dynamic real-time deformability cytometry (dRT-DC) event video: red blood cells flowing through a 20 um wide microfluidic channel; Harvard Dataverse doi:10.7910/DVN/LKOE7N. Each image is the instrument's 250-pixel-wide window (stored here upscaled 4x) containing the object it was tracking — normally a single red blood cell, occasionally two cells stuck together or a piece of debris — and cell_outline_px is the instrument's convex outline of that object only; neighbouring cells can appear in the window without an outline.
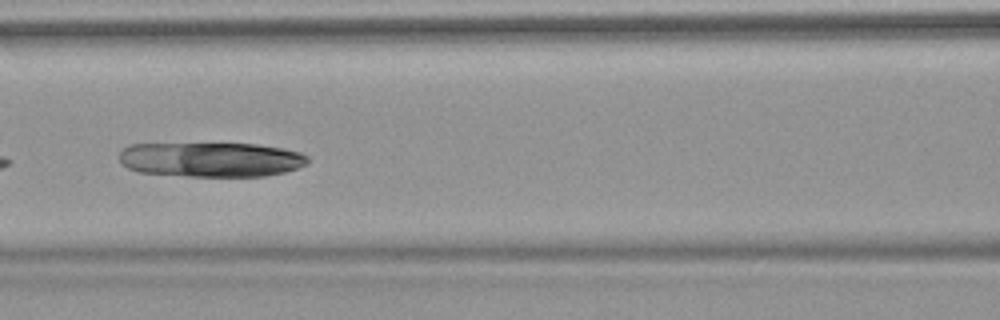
{"species": "common noctule bat (a hibernating species)", "species_latin": "Nyctalus noctula", "temperature_condition": "warm", "stored_images_in_passage": 8, "camera_frame_rate_fps": 3000, "um_per_image_px": 0.085, "animal": {"sex": "female", "body_mass_g": 18.4}, "frame": {"image": 1, "passage_image": 6, "time_ms": 6.0, "image_size_px": [1000, 320], "cell_outline_px": [[308, 164], [284, 172], [264, 176], [188, 176], [140, 172], [128, 168], [120, 160], [120, 152], [128, 144], [256, 144], [284, 148], [300, 152], [308, 156]], "centroid_in_image_um": [17.97, 13.56], "position_along_channel_um": 148.6, "area_um2": 37.97}}